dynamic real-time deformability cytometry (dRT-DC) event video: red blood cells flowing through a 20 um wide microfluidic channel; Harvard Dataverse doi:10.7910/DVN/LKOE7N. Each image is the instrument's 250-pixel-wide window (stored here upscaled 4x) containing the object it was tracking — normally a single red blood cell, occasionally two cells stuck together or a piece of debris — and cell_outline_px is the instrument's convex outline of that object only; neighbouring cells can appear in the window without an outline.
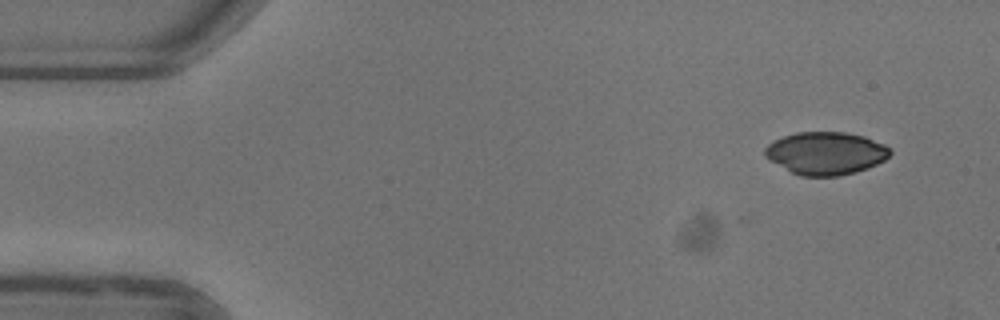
{"species": "common noctule bat (a hibernating species)", "species_latin": "Nyctalus noctula", "temperature_condition": "warm", "stored_images_in_passage": 2, "camera_frame_rate_fps": 3000, "um_per_image_px": 0.085, "animal": {"sex": "female"}, "frame": {"image": 1, "passage_image": 2, "time_ms": 0.333, "image_size_px": [1000, 320], "cell_outline_px": [[892, 152], [884, 160], [868, 168], [856, 172], [836, 176], [800, 176], [792, 172], [764, 156], [764, 148], [772, 140], [796, 132], [844, 132], [864, 136], [884, 144]], "centroid_in_image_um": [70.18, 13.02], "position_along_channel_um": 14.8, "area_um2": 31.04}}